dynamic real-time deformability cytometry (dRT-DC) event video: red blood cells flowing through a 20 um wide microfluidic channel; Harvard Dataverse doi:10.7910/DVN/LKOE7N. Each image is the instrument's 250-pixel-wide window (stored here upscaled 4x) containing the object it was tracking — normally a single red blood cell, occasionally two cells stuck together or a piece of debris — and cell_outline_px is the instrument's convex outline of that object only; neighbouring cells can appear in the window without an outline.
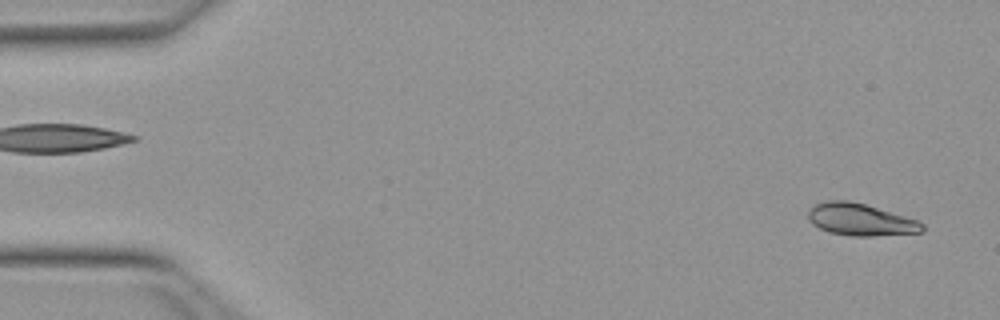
{"species": "Egyptian fruit bat (a non-hibernating species)", "species_latin": "Rousettus aegyptiacus", "temperature_condition": "warm", "stored_images_in_passage": 50, "camera_frame_rate_fps": 3000, "um_per_image_px": 0.085, "animal": {"sex": "female"}, "frame": {"image": 1, "passage_image": 2, "time_ms": 0.333, "image_size_px": [1000, 320], "cell_outline_px": [[924, 228], [920, 232], [872, 236], [852, 236], [828, 232], [812, 224], [808, 220], [808, 212], [816, 204], [828, 200], [848, 200], [864, 204], [904, 216], [916, 220], [924, 224]], "centroid_in_image_um": [73.1, 18.67], "position_along_channel_um": 11.9, "area_um2": 21.04}}
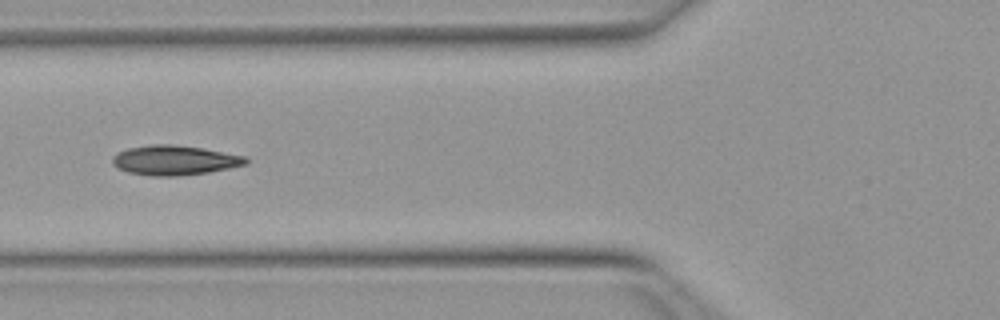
{"frame": {"image": 2, "passage_image": 19, "time_ms": 6.0, "image_size_px": [1000, 320], "cell_outline_px": [[248, 164], [208, 172], [176, 176], [152, 176], [128, 172], [112, 164], [112, 160], [116, 152], [128, 148], [148, 144], [172, 144], [204, 148], [248, 156]], "centroid_in_image_um": [14.86, 13.6], "position_along_channel_um": 110.9, "area_um2": 23.24}}
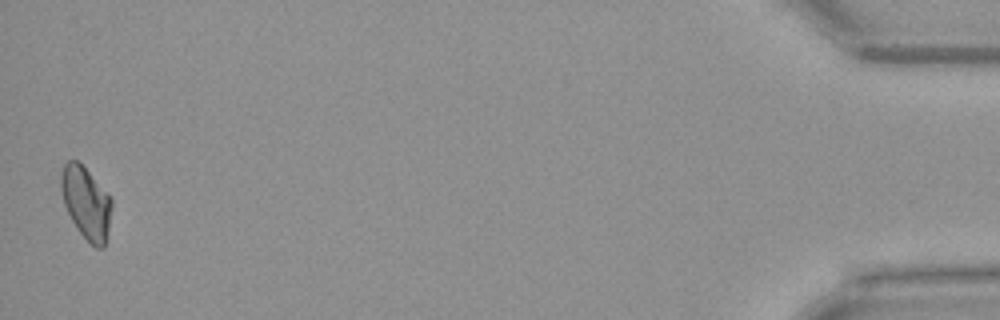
{"frame": {"image": 3, "passage_image": 50, "time_ms": 16.333, "image_size_px": [1000, 320], "cell_outline_px": [[112, 204], [108, 228], [104, 248], [96, 248], [80, 232], [72, 220], [64, 204], [60, 188], [60, 176], [64, 164], [68, 160], [76, 160], [108, 192], [112, 200]], "centroid_in_image_um": [7.31, 17.22], "position_along_channel_um": 427.9, "area_um2": 20.98}, "authors_computed_cell_mechanics": {"area_um2": 21.5305, "velocity_mm_per_s": 3.973, "shape_relaxation_time_tau1_ms": 7.8066, "shape_relaxation_time_tau2_ms": 2.1654, "deformation_change_tau1": 0.2039, "deformation_change_tau2": 0.0574}}